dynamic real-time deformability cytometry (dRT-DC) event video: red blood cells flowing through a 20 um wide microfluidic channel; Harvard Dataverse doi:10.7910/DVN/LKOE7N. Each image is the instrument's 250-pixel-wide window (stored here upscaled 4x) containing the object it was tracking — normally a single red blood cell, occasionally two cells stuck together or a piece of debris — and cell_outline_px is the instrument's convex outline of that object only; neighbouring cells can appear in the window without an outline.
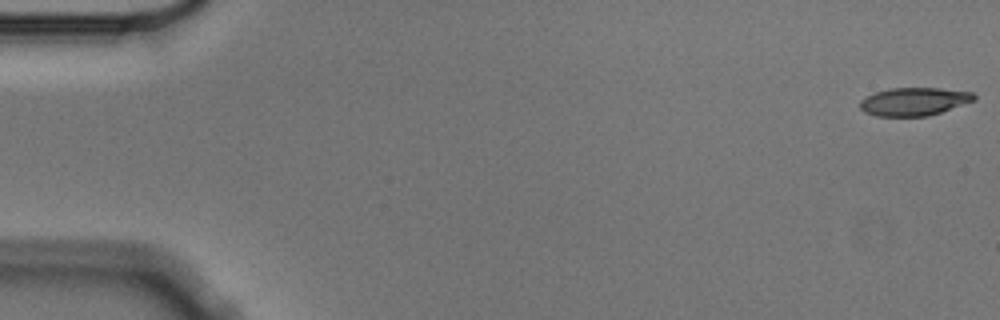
{"species": "Egyptian fruit bat (a non-hibernating species)", "species_latin": "Rousettus aegyptiacus", "temperature_condition": "cold", "stored_images_in_passage": 5, "camera_frame_rate_fps": 3000, "um_per_image_px": 0.085, "animal": {"sex": "male"}, "frame": {"image": 1, "passage_image": 1, "time_ms": 0.0, "image_size_px": [1000, 320], "cell_outline_px": [[976, 100], [928, 116], [876, 116], [864, 112], [860, 108], [860, 100], [876, 92], [888, 88], [940, 88], [972, 92], [976, 96]], "centroid_in_image_um": [77.69, 8.63], "position_along_channel_um": 7.3, "area_um2": 18.61}}
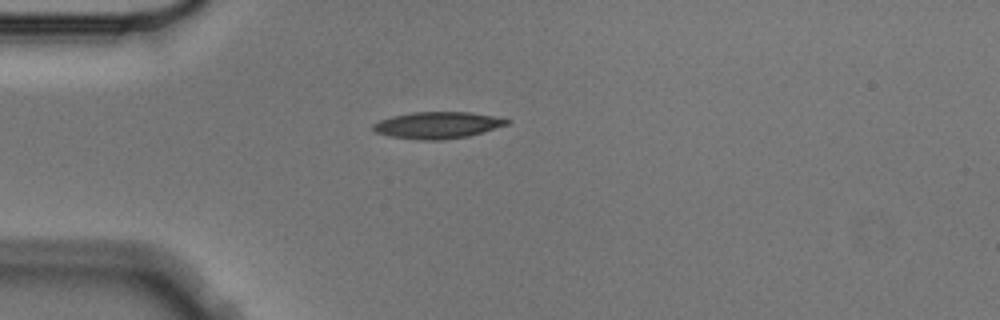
{"frame": {"image": 2, "passage_image": 5, "time_ms": 1.333, "image_size_px": [1000, 320], "cell_outline_px": [[512, 120], [508, 124], [468, 136], [440, 140], [424, 140], [392, 136], [376, 132], [372, 128], [372, 124], [380, 120], [392, 116], [412, 112], [472, 112]], "centroid_in_image_um": [37.18, 10.63], "position_along_channel_um": 47.8, "area_um2": 20.52}}